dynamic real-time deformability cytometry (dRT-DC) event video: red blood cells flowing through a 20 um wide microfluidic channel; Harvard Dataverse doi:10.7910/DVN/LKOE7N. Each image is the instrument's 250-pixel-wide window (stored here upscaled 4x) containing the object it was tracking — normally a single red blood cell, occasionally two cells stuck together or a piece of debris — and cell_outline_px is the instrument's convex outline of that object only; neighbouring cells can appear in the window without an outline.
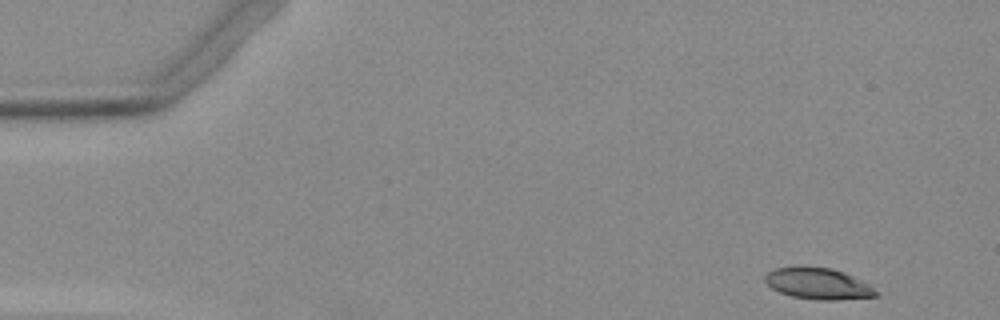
{"species": "Egyptian fruit bat (a non-hibernating species)", "species_latin": "Rousettus aegyptiacus", "temperature_condition": "warm", "stored_images_in_passage": 40, "camera_frame_rate_fps": 3000, "um_per_image_px": 0.085, "animal": {"sex": "female"}, "frame": {"image": 1, "passage_image": 1, "time_ms": 0.0, "image_size_px": [1000, 320], "cell_outline_px": [[880, 296], [836, 300], [816, 300], [792, 296], [780, 292], [772, 288], [764, 280], [764, 276], [768, 272], [776, 268], [832, 268], [844, 272], [868, 284]], "centroid_in_image_um": [69.55, 24.14], "position_along_channel_um": 15.5, "area_um2": 19.71}}
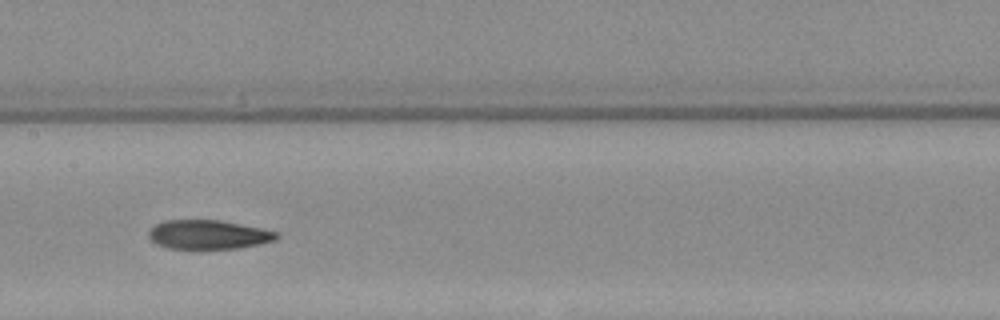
{"frame": {"image": 2, "passage_image": 23, "time_ms": 7.333, "image_size_px": [1000, 320], "cell_outline_px": [[280, 236], [272, 240], [260, 244], [236, 248], [168, 248], [156, 244], [148, 236], [148, 232], [156, 224], [164, 220], [220, 220], [260, 228], [276, 232]], "centroid_in_image_um": [17.67, 19.93], "position_along_channel_um": 189.7, "area_um2": 21.33}}
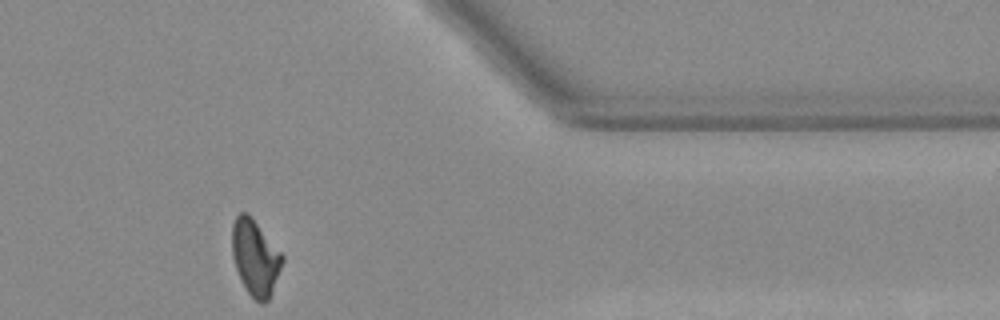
{"frame": {"image": 3, "passage_image": 40, "time_ms": 13.0, "image_size_px": [1000, 320], "cell_outline_px": [[284, 260], [272, 292], [268, 300], [264, 304], [260, 304], [248, 292], [240, 280], [232, 256], [232, 224], [236, 216], [240, 212], [248, 212], [284, 256]], "centroid_in_image_um": [21.69, 21.89], "position_along_channel_um": 389.7, "area_um2": 22.2}}